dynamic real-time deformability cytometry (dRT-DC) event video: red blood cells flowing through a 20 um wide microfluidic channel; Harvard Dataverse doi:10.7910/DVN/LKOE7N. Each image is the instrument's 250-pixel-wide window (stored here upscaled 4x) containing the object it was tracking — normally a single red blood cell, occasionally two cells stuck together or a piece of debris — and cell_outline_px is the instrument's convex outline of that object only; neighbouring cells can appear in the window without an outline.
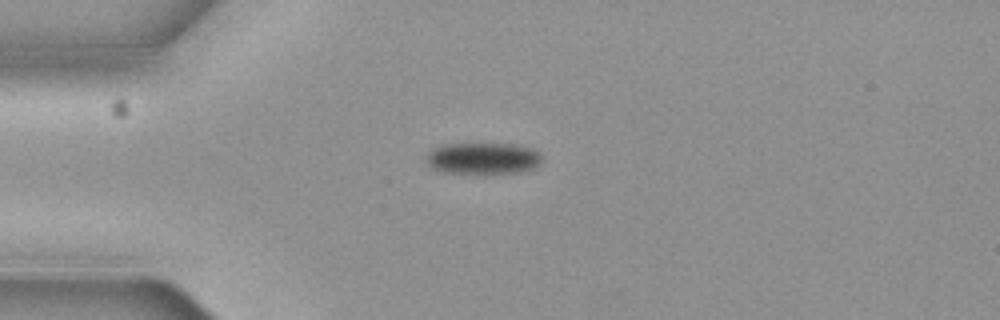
{"species": "common noctule bat (a hibernating species)", "species_latin": "Nyctalus noctula", "temperature_condition": "cold", "stored_images_in_passage": 11, "camera_frame_rate_fps": 3000, "um_per_image_px": 0.085, "animal": {"sex": "female", "body_mass_g": 19.3, "forearm_length_mm": 54.1}, "frame": {"image": 1, "passage_image": 1, "time_ms": 0.0, "image_size_px": [1000, 320], "cell_outline_px": [[540, 164], [532, 168], [520, 172], [488, 176], [484, 176], [444, 172], [432, 168], [424, 160], [428, 152], [432, 148], [440, 144], [512, 144], [532, 148], [540, 156]], "centroid_in_image_um": [40.99, 13.5], "position_along_channel_um": 44.0, "area_um2": 22.08}}
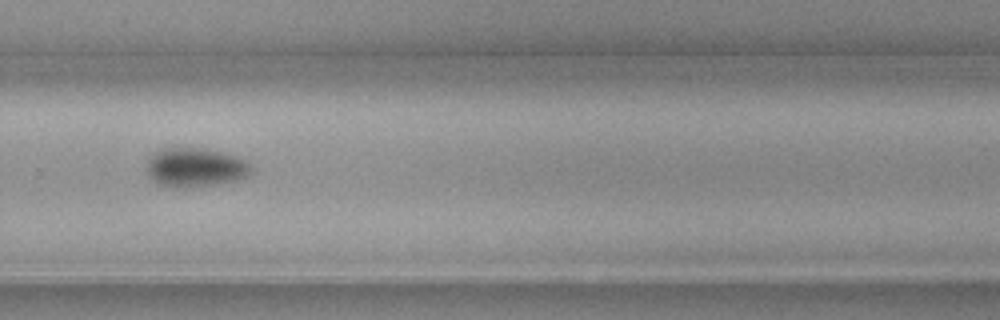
{"frame": {"image": 2, "passage_image": 8, "time_ms": 2.333, "image_size_px": [1000, 320], "cell_outline_px": [[252, 172], [248, 176], [236, 180], [216, 184], [184, 188], [172, 188], [156, 184], [148, 176], [148, 160], [156, 152], [168, 148], [204, 148], [236, 156], [244, 160], [248, 164]], "centroid_in_image_um": [16.58, 14.26], "position_along_channel_um": 313.2, "area_um2": 23.64}}
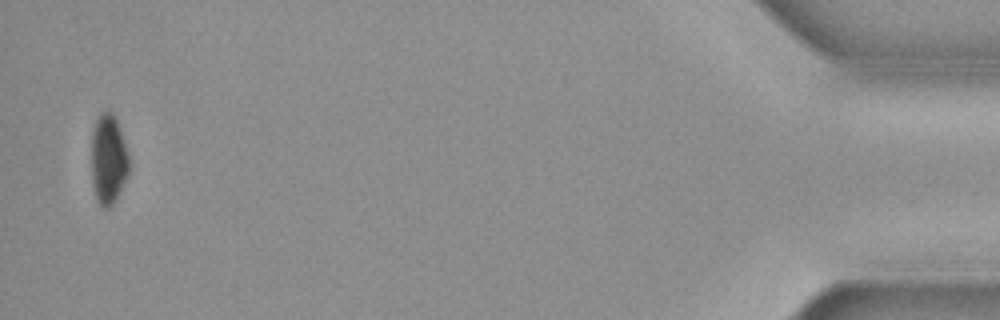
{"frame": {"image": 3, "passage_image": 11, "time_ms": 3.333, "image_size_px": [1000, 320], "cell_outline_px": [[132, 164], [128, 176], [116, 200], [108, 208], [104, 208], [100, 204], [96, 196], [92, 180], [92, 128], [100, 112], [112, 112], [116, 120]], "centroid_in_image_um": [9.24, 13.56], "position_along_channel_um": 426.0, "area_um2": 19.77}}